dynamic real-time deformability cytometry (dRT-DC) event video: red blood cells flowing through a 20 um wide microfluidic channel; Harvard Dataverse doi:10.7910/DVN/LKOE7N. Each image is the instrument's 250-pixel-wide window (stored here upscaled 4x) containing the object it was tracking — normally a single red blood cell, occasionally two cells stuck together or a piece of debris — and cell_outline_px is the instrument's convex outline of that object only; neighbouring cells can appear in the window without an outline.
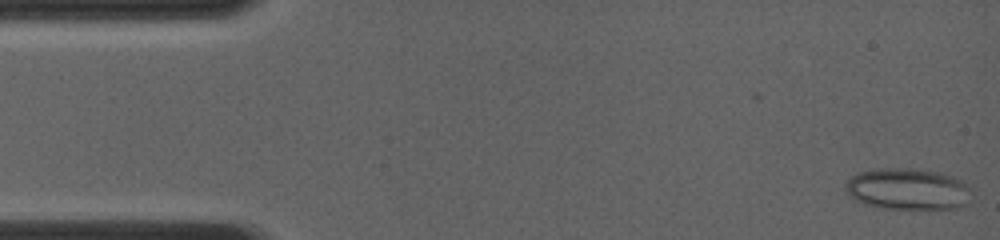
{"species": "common noctule bat (a hibernating species)", "species_latin": "Nyctalus noctula", "temperature_condition": "room temperature", "stored_images_in_passage": 21, "camera_frame_rate_fps": 4000, "um_per_image_px": 0.085, "animal": {"sex": "female", "body_mass_g": 19.0, "forearm_length_mm": 56.7}, "frame": {"image": 1, "passage_image": 1, "time_ms": 0.0, "image_size_px": [1000, 240], "cell_outline_px": [[968, 204], [956, 208], [884, 208], [864, 204], [856, 200], [844, 192], [844, 184], [852, 176], [860, 172], [876, 168], [912, 168], [936, 172], [952, 176], [960, 180], [968, 188]], "centroid_in_image_um": [77.08, 16.06], "position_along_channel_um": 7.9, "area_um2": 30.17}}
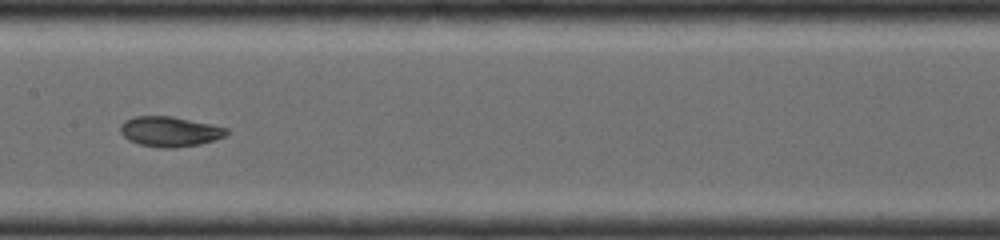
{"frame": {"image": 2, "passage_image": 15, "time_ms": 7.0, "image_size_px": [1000, 240], "cell_outline_px": [[228, 132], [224, 136], [200, 144], [176, 148], [164, 148], [140, 144], [128, 140], [120, 132], [120, 124], [124, 120], [136, 116], [172, 116], [212, 124], [228, 128]], "centroid_in_image_um": [14.41, 11.17], "position_along_channel_um": 193.0, "area_um2": 18.61}}
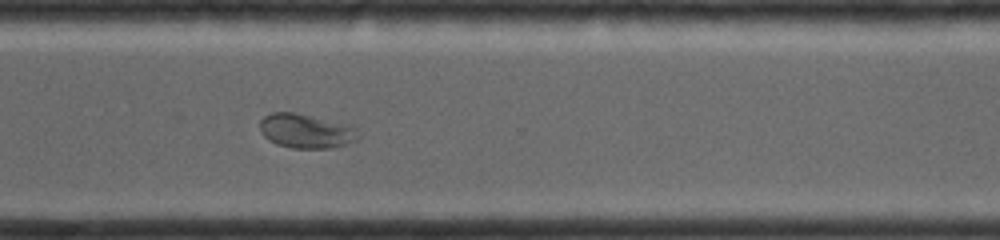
{"frame": {"image": 3, "passage_image": 21, "time_ms": 10.5, "image_size_px": [1000, 240], "cell_outline_px": [[360, 140], [348, 144], [332, 148], [292, 148], [276, 144], [268, 140], [260, 132], [260, 120], [264, 116], [272, 112], [292, 112], [356, 128], [360, 136]], "centroid_in_image_um": [25.98, 11.17], "position_along_channel_um": 344.6, "area_um2": 19.42}}